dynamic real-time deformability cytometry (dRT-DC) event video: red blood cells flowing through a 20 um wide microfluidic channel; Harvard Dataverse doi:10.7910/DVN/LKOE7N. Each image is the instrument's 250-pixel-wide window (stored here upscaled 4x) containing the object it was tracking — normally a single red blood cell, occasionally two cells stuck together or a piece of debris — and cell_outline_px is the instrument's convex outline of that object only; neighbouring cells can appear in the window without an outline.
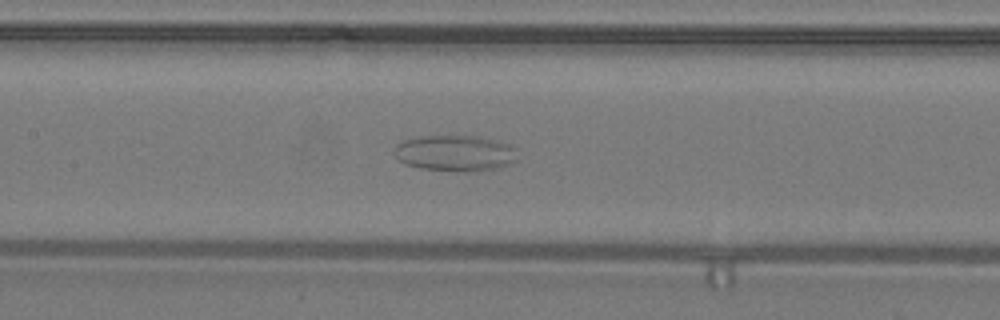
{"species": "common noctule bat (a hibernating species)", "species_latin": "Nyctalus noctula", "temperature_condition": "warm", "stored_images_in_passage": 49, "camera_frame_rate_fps": 3000, "um_per_image_px": 0.085, "animal": {"sex": "male", "body_mass_g": 19.2, "forearm_length_mm": 51.8}, "frame": {"image": 1, "passage_image": 22, "time_ms": 7.0, "image_size_px": [1000, 320], "cell_outline_px": [[516, 160], [508, 164], [496, 168], [480, 172], [420, 168], [404, 164], [392, 152], [396, 144], [404, 140], [420, 136], [476, 136], [496, 140], [512, 144]], "centroid_in_image_um": [38.66, 13.01], "position_along_channel_um": 168.7, "area_um2": 25.78}}
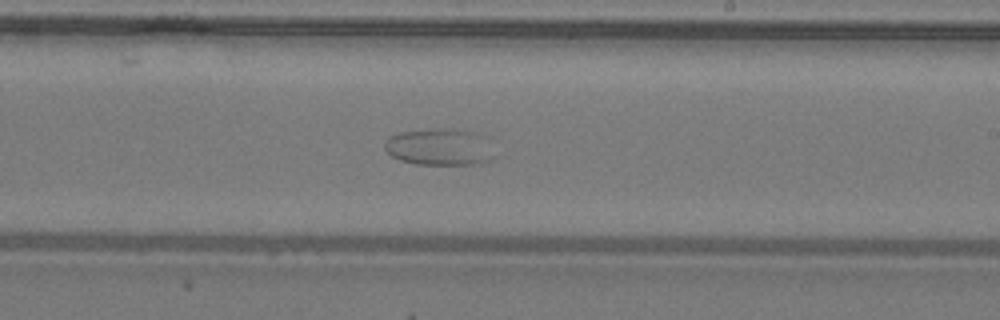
{"frame": {"image": 2, "passage_image": 28, "time_ms": 9.0, "image_size_px": [1000, 320], "cell_outline_px": [[492, 160], [476, 164], [416, 164], [400, 160], [392, 156], [384, 148], [384, 144], [392, 136], [400, 132], [444, 128], [472, 132], [492, 156]], "centroid_in_image_um": [37.2, 12.52], "position_along_channel_um": 251.8, "area_um2": 22.2}}
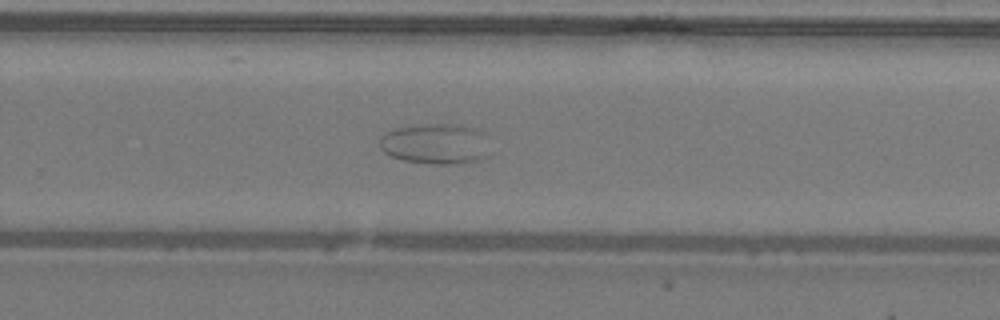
{"frame": {"image": 3, "passage_image": 31, "time_ms": 10.0, "image_size_px": [1000, 320], "cell_outline_px": [[488, 156], [480, 160], [448, 164], [444, 164], [404, 160], [392, 156], [384, 152], [380, 148], [380, 136], [384, 132], [396, 128], [424, 124], [456, 124], [472, 128], [484, 132]], "centroid_in_image_um": [36.99, 12.21], "position_along_channel_um": 292.8, "area_um2": 25.78}}